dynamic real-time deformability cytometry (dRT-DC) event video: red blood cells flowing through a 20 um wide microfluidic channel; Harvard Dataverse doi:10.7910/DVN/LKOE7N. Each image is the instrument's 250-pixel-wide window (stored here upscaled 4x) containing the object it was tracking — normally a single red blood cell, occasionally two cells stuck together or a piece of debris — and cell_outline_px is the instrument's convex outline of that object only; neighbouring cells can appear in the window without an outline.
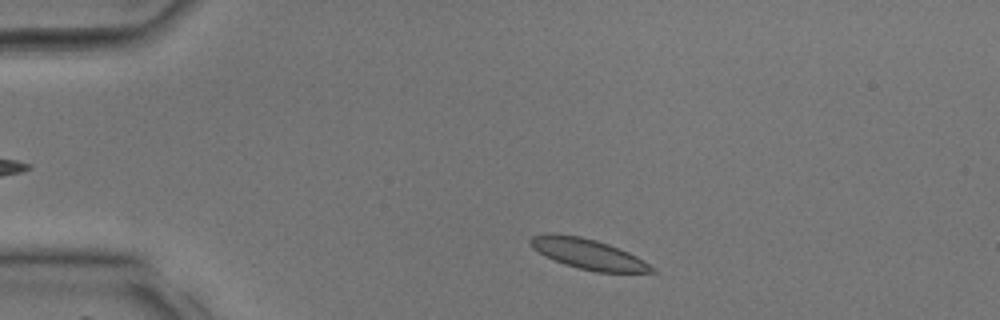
{"species": "common noctule bat (a hibernating species)", "species_latin": "Nyctalus noctula", "temperature_condition": "room temperature", "stored_images_in_passage": 31, "camera_frame_rate_fps": 3000, "um_per_image_px": 0.085, "animal": {"sex": "male", "body_mass_g": 17.9, "forearm_length_mm": 54.2}, "frame": {"image": 1, "passage_image": 2, "time_ms": 0.333, "image_size_px": [1000, 320], "cell_outline_px": [[656, 272], [596, 272], [564, 264], [544, 256], [532, 248], [528, 240], [532, 236], [548, 232], [552, 232], [580, 236], [596, 240], [608, 244], [628, 252], [636, 256], [656, 268]], "centroid_in_image_um": [49.94, 21.57], "position_along_channel_um": 35.1, "area_um2": 21.5}}
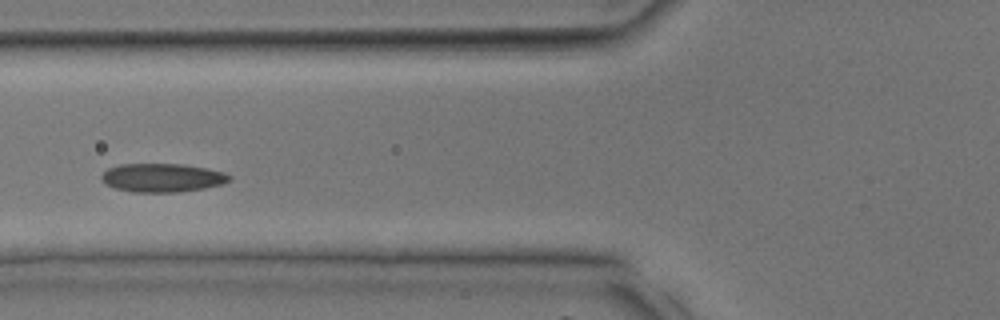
{"frame": {"image": 2, "passage_image": 9, "time_ms": 2.667, "image_size_px": [1000, 320], "cell_outline_px": [[232, 180], [220, 184], [204, 188], [180, 192], [132, 192], [116, 188], [104, 184], [100, 180], [100, 176], [108, 168], [120, 164], [184, 164], [224, 172], [232, 176]], "centroid_in_image_um": [13.77, 15.11], "position_along_channel_um": 112.0, "area_um2": 21.39}}
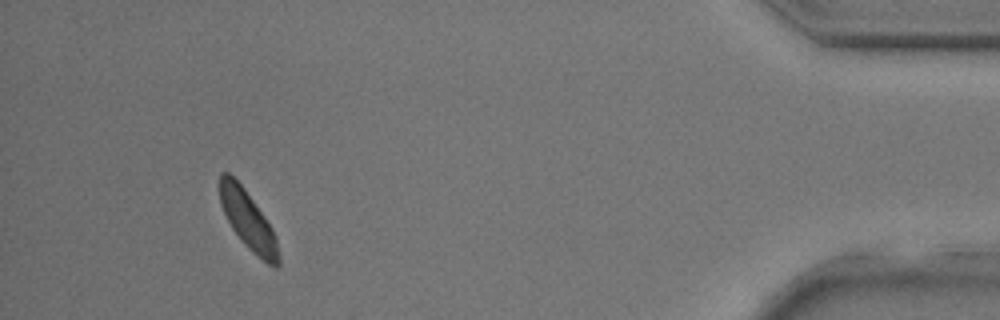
{"frame": {"image": 3, "passage_image": 29, "time_ms": 9.333, "image_size_px": [1000, 320], "cell_outline_px": [[280, 264], [276, 268], [268, 264], [256, 256], [244, 244], [232, 228], [220, 204], [220, 172], [228, 172], [244, 188], [264, 216], [272, 228], [276, 236], [280, 256]], "centroid_in_image_um": [21.11, 18.76], "position_along_channel_um": 414.1, "area_um2": 19.88}}